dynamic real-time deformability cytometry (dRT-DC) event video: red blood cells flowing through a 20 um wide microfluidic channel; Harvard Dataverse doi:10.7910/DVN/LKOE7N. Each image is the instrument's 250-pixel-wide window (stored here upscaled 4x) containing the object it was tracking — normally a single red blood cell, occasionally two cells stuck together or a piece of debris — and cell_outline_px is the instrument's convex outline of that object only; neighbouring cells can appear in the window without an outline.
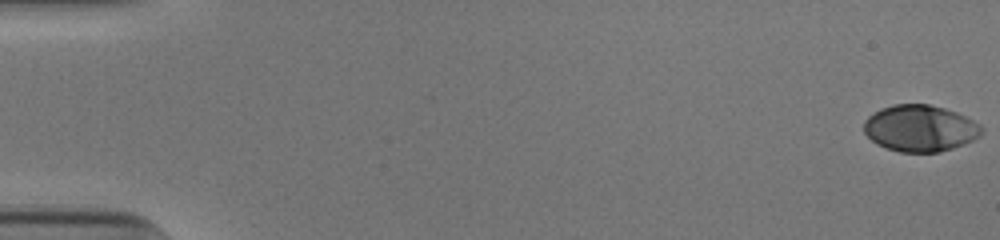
{"species": "human", "species_latin": "Homo sapiens", "temperature_condition": "cold", "stored_images_in_passage": 54, "camera_frame_rate_fps": 3000, "um_per_image_px": 0.085, "donor": {"sex": "male"}, "frame": {"image": 1, "passage_image": 1, "time_ms": 0.0, "image_size_px": [1000, 240], "cell_outline_px": [[984, 132], [980, 136], [964, 144], [940, 152], [900, 152], [876, 144], [864, 132], [864, 120], [872, 112], [880, 108], [892, 104], [928, 104], [944, 108], [956, 112], [980, 124], [984, 128]], "centroid_in_image_um": [78.2, 10.9], "position_along_channel_um": 6.8, "area_um2": 32.08}}
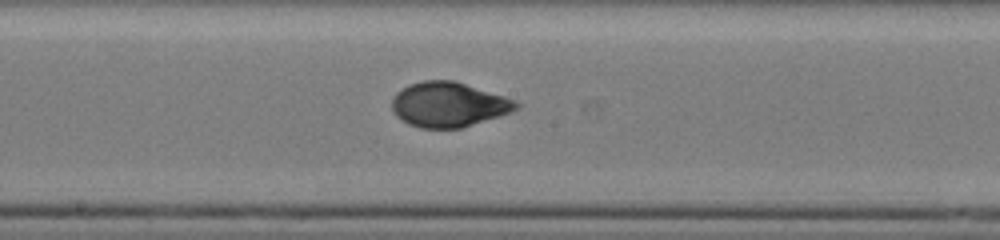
{"frame": {"image": 2, "passage_image": 30, "time_ms": 9.667, "image_size_px": [1000, 240], "cell_outline_px": [[520, 104], [516, 108], [500, 116], [460, 128], [420, 128], [408, 124], [396, 116], [392, 108], [392, 100], [396, 92], [408, 84], [424, 80], [452, 80], [504, 96], [516, 100]], "centroid_in_image_um": [38.09, 8.88], "position_along_channel_um": 210.1, "area_um2": 32.25}}
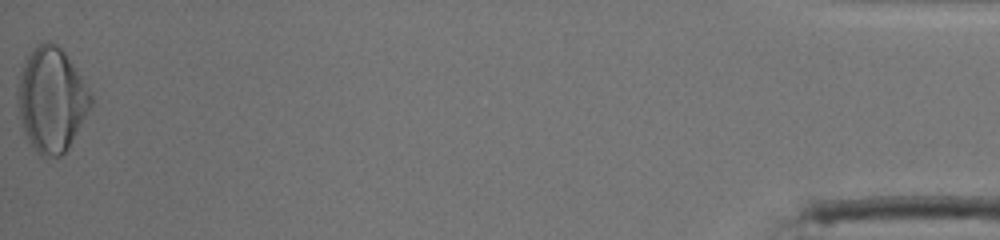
{"frame": {"image": 3, "passage_image": 54, "time_ms": 17.667, "image_size_px": [1000, 240], "cell_outline_px": [[92, 104], [68, 148], [60, 156], [40, 156], [36, 152], [28, 140], [24, 132], [20, 120], [16, 104], [16, 84], [20, 72], [32, 48], [48, 40], [56, 44], [64, 52], [80, 76], [92, 96]], "centroid_in_image_um": [4.33, 8.48], "position_along_channel_um": 430.9, "area_um2": 44.27}, "authors_computed_cell_mechanics": {"area_um2": 32.2813, "velocity_mm_per_s": 3.9011, "shape_relaxation_time_tau1_ms": 5.4226, "shape_relaxation_time_tau2_ms": null, "deformation_change_tau1": 0.2151, "deformation_change_tau2": null}}